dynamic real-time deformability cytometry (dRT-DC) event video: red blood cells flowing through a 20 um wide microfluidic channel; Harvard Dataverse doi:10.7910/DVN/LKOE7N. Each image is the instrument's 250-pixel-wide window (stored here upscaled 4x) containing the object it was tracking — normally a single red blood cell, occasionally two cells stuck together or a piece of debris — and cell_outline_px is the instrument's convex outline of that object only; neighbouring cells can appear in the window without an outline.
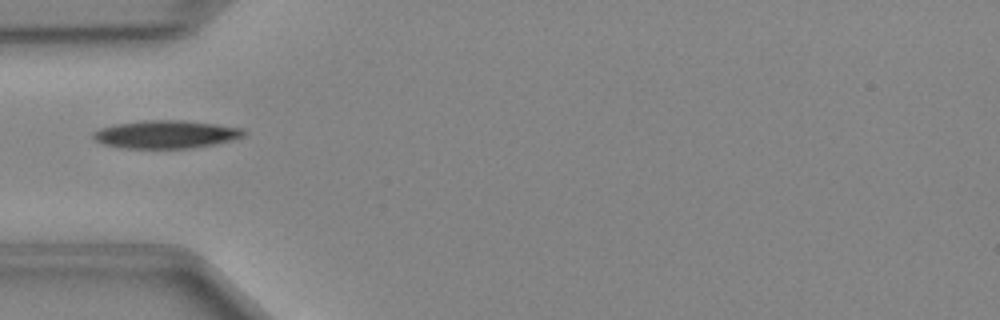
{"species": "Egyptian fruit bat (a non-hibernating species)", "species_latin": "Rousettus aegyptiacus", "temperature_condition": "cold", "stored_images_in_passage": 35, "camera_frame_rate_fps": 3000, "um_per_image_px": 0.085, "animal": {"sex": "female"}, "frame": {"image": 1, "passage_image": 2, "time_ms": 0.333, "image_size_px": [1000, 320], "cell_outline_px": [[248, 132], [244, 136], [232, 140], [216, 144], [192, 148], [120, 148], [104, 144], [96, 140], [92, 136], [92, 132], [100, 128], [116, 124], [148, 120], [180, 120], [216, 124], [244, 128]], "centroid_in_image_um": [14.14, 11.42], "position_along_channel_um": 70.9, "area_um2": 24.62}}
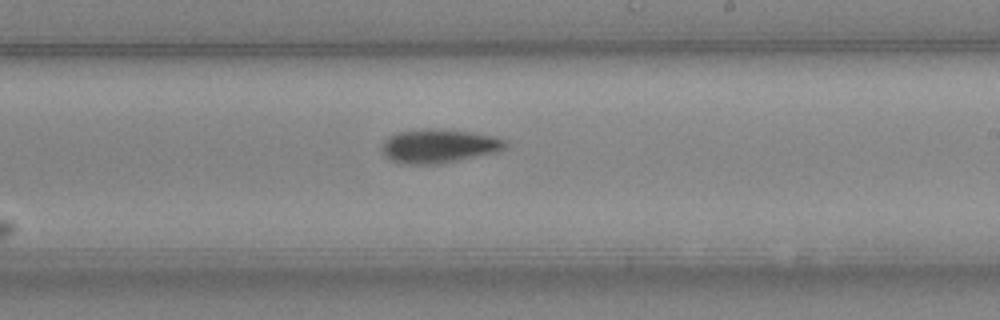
{"frame": {"image": 2, "passage_image": 15, "time_ms": 4.667, "image_size_px": [1000, 320], "cell_outline_px": [[508, 144], [500, 152], [440, 164], [408, 164], [392, 160], [384, 152], [384, 140], [388, 136], [396, 132], [424, 128], [432, 128], [472, 132], [496, 136], [504, 140]], "centroid_in_image_um": [37.37, 12.4], "position_along_channel_um": 251.6, "area_um2": 24.39}}
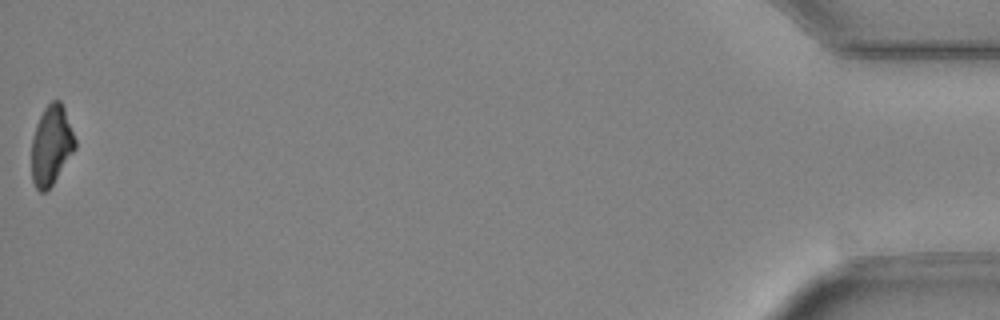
{"frame": {"image": 3, "passage_image": 35, "time_ms": 11.333, "image_size_px": [1000, 320], "cell_outline_px": [[76, 148], [52, 184], [44, 192], [40, 192], [36, 188], [32, 180], [32, 140], [36, 124], [44, 108], [52, 100], [60, 100], [64, 108], [76, 140]], "centroid_in_image_um": [4.36, 12.33], "position_along_channel_um": 430.8, "area_um2": 19.94}}